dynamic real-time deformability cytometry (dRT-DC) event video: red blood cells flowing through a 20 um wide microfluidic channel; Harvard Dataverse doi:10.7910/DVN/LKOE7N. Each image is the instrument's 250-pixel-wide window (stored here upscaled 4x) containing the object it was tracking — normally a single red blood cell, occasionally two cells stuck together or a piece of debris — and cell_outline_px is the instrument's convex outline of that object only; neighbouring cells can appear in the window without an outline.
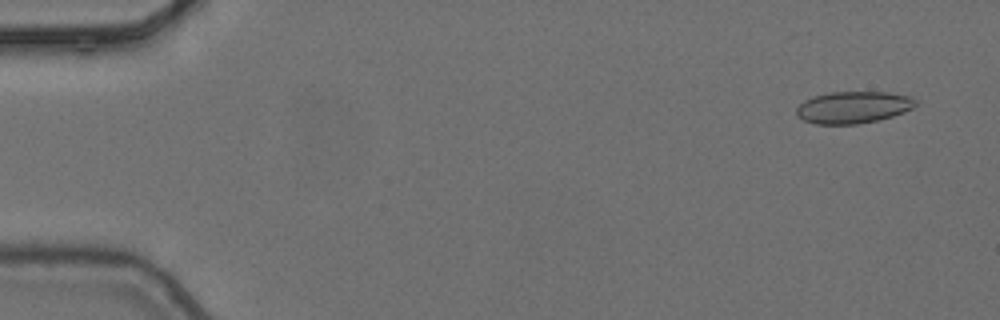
{"species": "common noctule bat (a hibernating species)", "species_latin": "Nyctalus noctula", "temperature_condition": "cold", "stored_images_in_passage": 4, "camera_frame_rate_fps": 3000, "um_per_image_px": 0.085, "animal": {"sex": "female", "body_mass_g": 24.6, "forearm_length_mm": 56.2}, "frame": {"image": 1, "passage_image": 1, "time_ms": 0.0, "image_size_px": [1000, 320], "cell_outline_px": [[916, 104], [912, 108], [904, 112], [892, 116], [876, 120], [856, 124], [816, 124], [804, 120], [796, 116], [796, 108], [804, 100], [812, 96], [832, 92], [888, 92], [912, 96], [916, 100]], "centroid_in_image_um": [72.51, 9.11], "position_along_channel_um": 12.5, "area_um2": 22.2}}
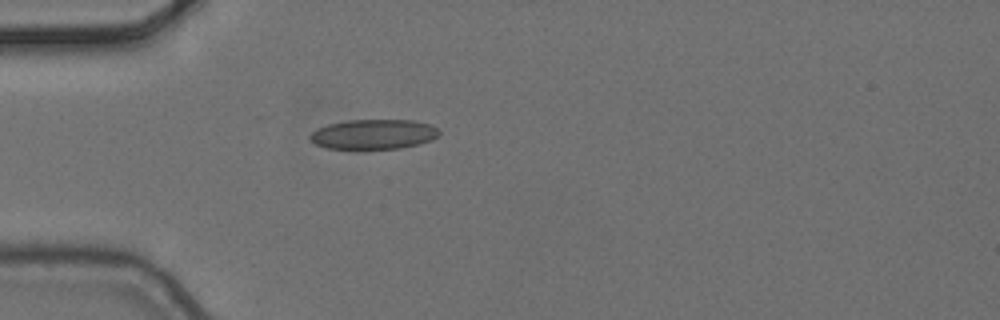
{"frame": {"image": 2, "passage_image": 4, "time_ms": 1.0, "image_size_px": [1000, 320], "cell_outline_px": [[440, 132], [432, 140], [400, 148], [328, 148], [316, 144], [308, 136], [316, 128], [328, 124], [348, 120], [412, 120], [432, 124]], "centroid_in_image_um": [31.75, 11.39], "position_along_channel_um": 53.3, "area_um2": 22.2}}